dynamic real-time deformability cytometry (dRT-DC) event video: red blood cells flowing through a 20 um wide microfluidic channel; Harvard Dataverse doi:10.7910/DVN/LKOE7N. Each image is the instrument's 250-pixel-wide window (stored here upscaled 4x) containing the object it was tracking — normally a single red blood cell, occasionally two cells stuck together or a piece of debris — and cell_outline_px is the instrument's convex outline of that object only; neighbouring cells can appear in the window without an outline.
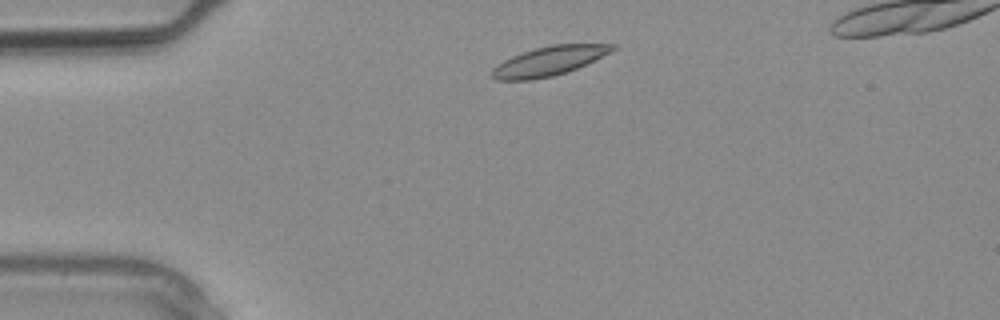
{"species": "common noctule bat (a hibernating species)", "species_latin": "Nyctalus noctula", "temperature_condition": "warm", "stored_images_in_passage": 3, "camera_frame_rate_fps": 3000, "um_per_image_px": 0.085, "animal": {"sex": "male", "body_mass_g": 20.4}, "frame": {"image": 1, "passage_image": 2, "time_ms": 0.333, "image_size_px": [1000, 320], "cell_outline_px": [[616, 48], [612, 52], [568, 72], [552, 76], [532, 80], [496, 80], [492, 76], [492, 68], [496, 64], [512, 56], [536, 48], [552, 44], [616, 44]], "centroid_in_image_um": [46.67, 5.19], "position_along_channel_um": 38.3, "area_um2": 20.52}}